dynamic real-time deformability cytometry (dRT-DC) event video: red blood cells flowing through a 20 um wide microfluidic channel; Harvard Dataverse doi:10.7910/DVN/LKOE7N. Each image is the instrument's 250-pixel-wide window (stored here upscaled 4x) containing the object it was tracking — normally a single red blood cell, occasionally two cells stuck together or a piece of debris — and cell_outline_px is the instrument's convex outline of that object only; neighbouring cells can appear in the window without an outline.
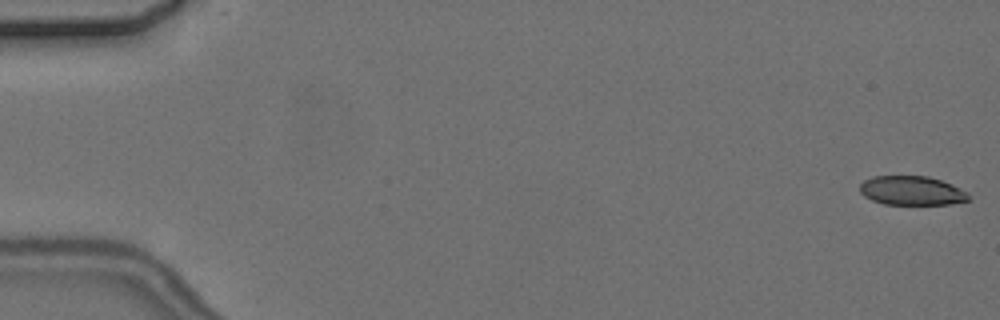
{"species": "common noctule bat (a hibernating species)", "species_latin": "Nyctalus noctula", "temperature_condition": "cold", "stored_images_in_passage": 8, "camera_frame_rate_fps": 3000, "um_per_image_px": 0.085, "animal": {"sex": "female", "body_mass_g": 24.6, "forearm_length_mm": 56.2}, "frame": {"image": 1, "passage_image": 1, "time_ms": 0.0, "image_size_px": [1000, 320], "cell_outline_px": [[972, 200], [948, 204], [884, 204], [872, 200], [864, 196], [860, 192], [860, 184], [864, 180], [872, 176], [928, 176], [952, 184], [968, 192]], "centroid_in_image_um": [77.52, 16.2], "position_along_channel_um": 7.5, "area_um2": 18.55}}
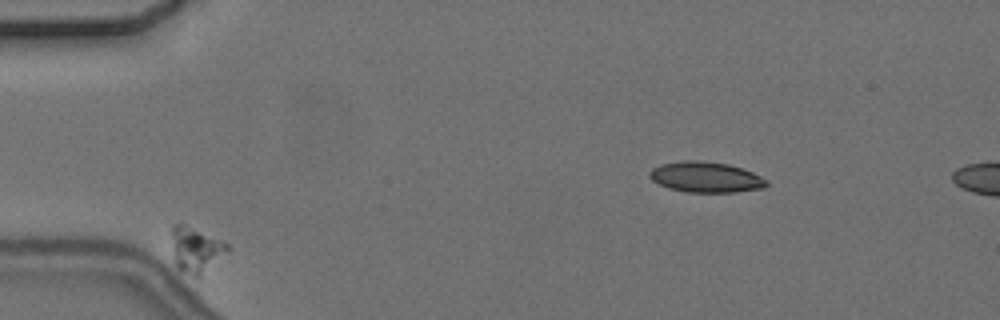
{"frame": {"image": 2, "passage_image": 3, "time_ms": 2.667, "image_size_px": [1000, 320], "cell_outline_px": [[232, 248], [228, 252], [200, 276], [192, 276], [180, 272], [176, 268], [172, 236], [172, 224], [184, 224], [228, 244]], "centroid_in_image_um": [16.65, 21.25], "position_along_channel_um": 68.3, "area_um2": 14.51}}